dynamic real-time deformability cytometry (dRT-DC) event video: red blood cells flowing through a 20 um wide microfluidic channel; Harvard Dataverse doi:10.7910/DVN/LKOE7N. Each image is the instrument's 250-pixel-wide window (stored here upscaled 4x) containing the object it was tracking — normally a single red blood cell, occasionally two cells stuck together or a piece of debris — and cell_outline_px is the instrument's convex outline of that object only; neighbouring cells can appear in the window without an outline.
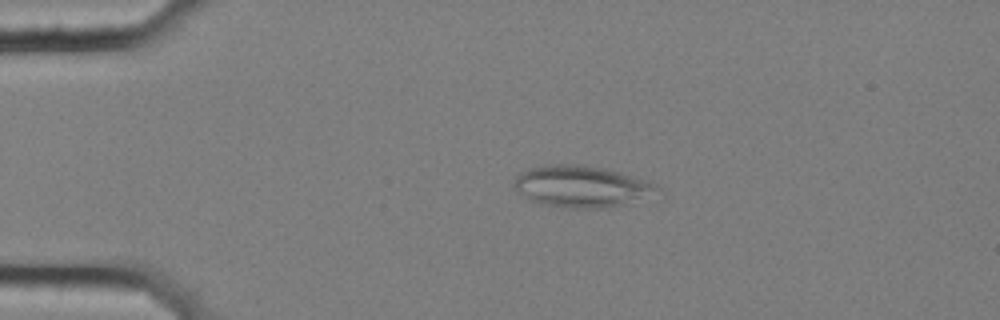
{"species": "common noctule bat (a hibernating species)", "species_latin": "Nyctalus noctula", "temperature_condition": "cold", "stored_images_in_passage": 56, "camera_frame_rate_fps": 3000, "um_per_image_px": 0.085, "animal": {"sex": "female", "body_mass_g": 25.1}, "frame": {"image": 1, "passage_image": 11, "time_ms": 3.333, "image_size_px": [1000, 320], "cell_outline_px": [[660, 188], [624, 204], [608, 208], [564, 208], [540, 204], [528, 200], [512, 184], [516, 176], [520, 172], [528, 168], [544, 164], [584, 164], [604, 168], [648, 180], [656, 184]], "centroid_in_image_um": [49.31, 15.83], "position_along_channel_um": 35.7, "area_um2": 34.51}}
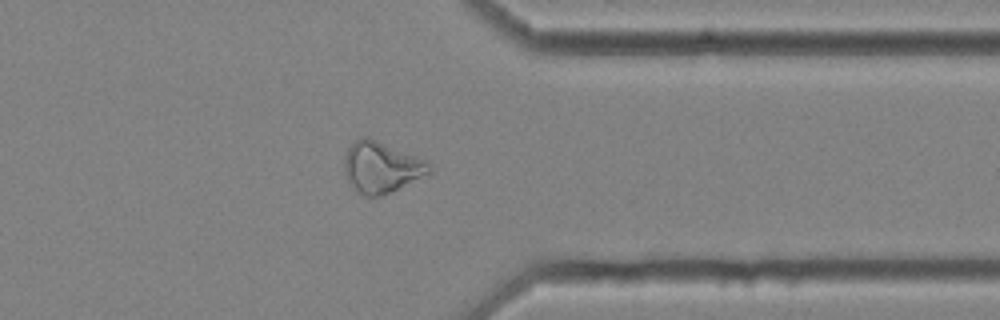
{"frame": {"image": 2, "passage_image": 44, "time_ms": 14.333, "image_size_px": [1000, 320], "cell_outline_px": [[432, 172], [380, 196], [368, 196], [360, 192], [348, 180], [344, 172], [344, 156], [348, 148], [360, 136], [368, 136], [428, 160], [432, 164]], "centroid_in_image_um": [32.44, 14.16], "position_along_channel_um": 379.0, "area_um2": 25.14}}
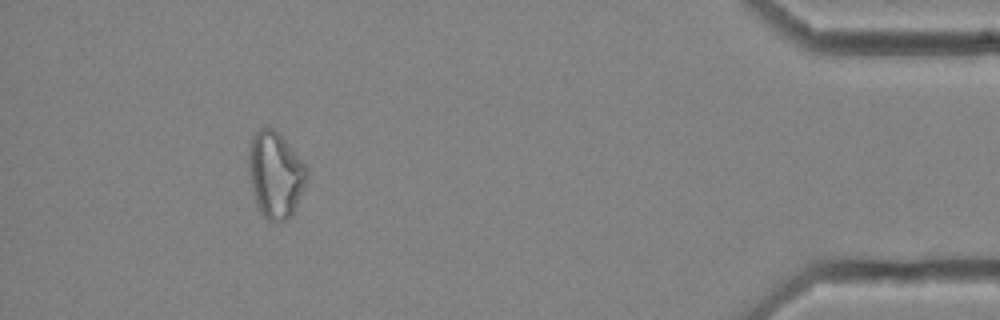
{"frame": {"image": 3, "passage_image": 51, "time_ms": 16.667, "image_size_px": [1000, 320], "cell_outline_px": [[308, 176], [292, 216], [284, 220], [268, 220], [256, 208], [252, 188], [248, 164], [248, 152], [252, 136], [260, 128], [268, 124], [284, 140], [308, 168]], "centroid_in_image_um": [23.39, 14.85], "position_along_channel_um": 411.8, "area_um2": 29.02}}